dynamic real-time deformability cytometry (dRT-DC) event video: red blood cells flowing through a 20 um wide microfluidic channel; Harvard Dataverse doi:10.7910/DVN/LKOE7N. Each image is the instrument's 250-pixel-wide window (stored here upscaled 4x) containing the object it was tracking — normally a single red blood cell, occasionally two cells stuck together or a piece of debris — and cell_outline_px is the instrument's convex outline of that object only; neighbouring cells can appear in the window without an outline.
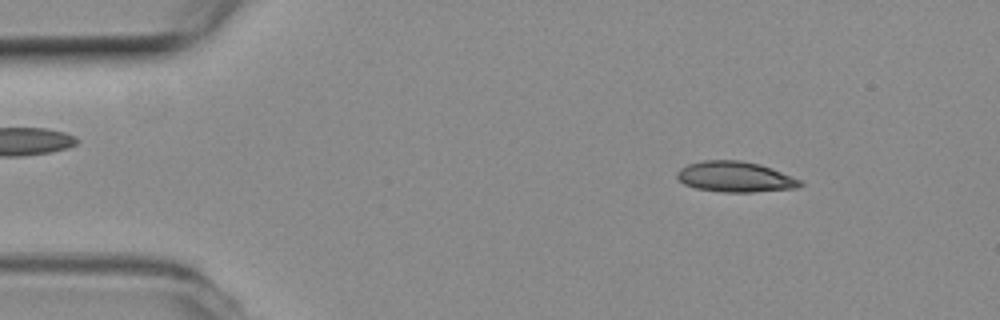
{"species": "common noctule bat (a hibernating species)", "species_latin": "Nyctalus noctula", "temperature_condition": "room temperature", "stored_images_in_passage": 41, "camera_frame_rate_fps": 3000, "um_per_image_px": 0.085, "animal": {"sex": "female", "body_mass_g": 19.3, "forearm_length_mm": 54.1}, "frame": {"image": 1, "passage_image": 6, "time_ms": 1.667, "image_size_px": [1000, 320], "cell_outline_px": [[804, 184], [796, 188], [752, 192], [724, 192], [696, 188], [684, 184], [676, 176], [676, 172], [680, 168], [688, 164], [704, 160], [740, 160], [760, 164], [772, 168], [800, 180]], "centroid_in_image_um": [62.47, 15.02], "position_along_channel_um": 22.5, "area_um2": 21.85}}
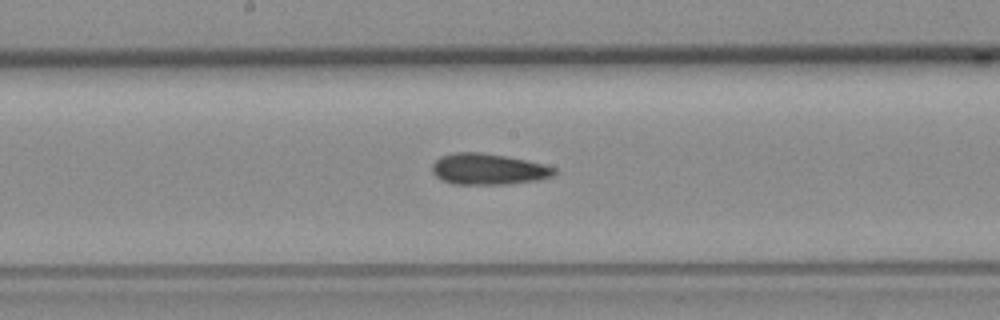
{"frame": {"image": 2, "passage_image": 26, "time_ms": 8.333, "image_size_px": [1000, 320], "cell_outline_px": [[560, 172], [556, 176], [540, 180], [508, 184], [452, 184], [436, 176], [432, 172], [432, 164], [440, 156], [456, 152], [480, 152], [504, 156], [544, 164], [556, 168]], "centroid_in_image_um": [41.56, 14.38], "position_along_channel_um": 206.6, "area_um2": 22.31}}
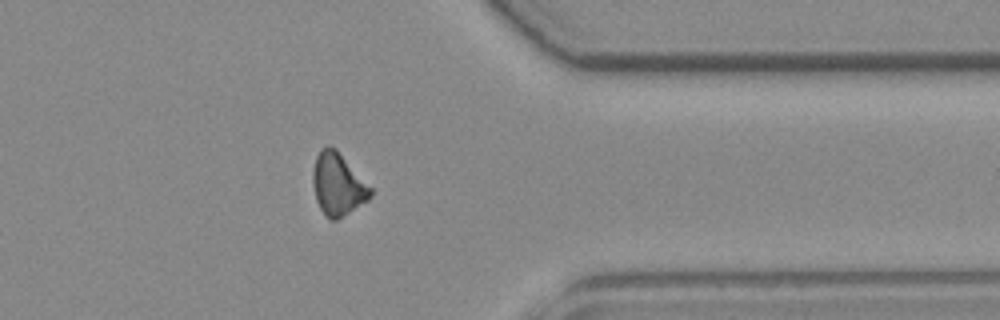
{"frame": {"image": 3, "passage_image": 41, "time_ms": 13.333, "image_size_px": [1000, 320], "cell_outline_px": [[372, 196], [368, 200], [336, 220], [328, 220], [320, 208], [316, 200], [312, 184], [312, 172], [316, 156], [320, 148], [328, 144], [336, 148], [372, 188]], "centroid_in_image_um": [28.69, 15.64], "position_along_channel_um": 382.7, "area_um2": 21.1}, "authors_computed_cell_mechanics": {"area_um2": 21.5016, "velocity_mm_per_s": 3.7892, "shape_relaxation_time_tau1_ms": null, "shape_relaxation_time_tau2_ms": 6.6514, "deformation_change_tau1": null, "deformation_change_tau2": 0.162}}